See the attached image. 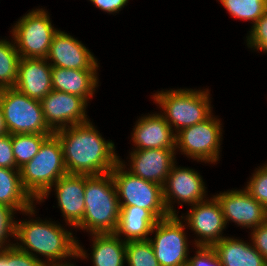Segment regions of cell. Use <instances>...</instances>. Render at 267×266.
Wrapping results in <instances>:
<instances>
[{
  "instance_id": "13",
  "label": "cell",
  "mask_w": 267,
  "mask_h": 266,
  "mask_svg": "<svg viewBox=\"0 0 267 266\" xmlns=\"http://www.w3.org/2000/svg\"><path fill=\"white\" fill-rule=\"evenodd\" d=\"M46 124L53 131L87 122V102L76 95L52 90L40 100Z\"/></svg>"
},
{
  "instance_id": "4",
  "label": "cell",
  "mask_w": 267,
  "mask_h": 266,
  "mask_svg": "<svg viewBox=\"0 0 267 266\" xmlns=\"http://www.w3.org/2000/svg\"><path fill=\"white\" fill-rule=\"evenodd\" d=\"M209 92L208 89H169L158 91L152 97L176 134L183 128L206 120L212 114Z\"/></svg>"
},
{
  "instance_id": "26",
  "label": "cell",
  "mask_w": 267,
  "mask_h": 266,
  "mask_svg": "<svg viewBox=\"0 0 267 266\" xmlns=\"http://www.w3.org/2000/svg\"><path fill=\"white\" fill-rule=\"evenodd\" d=\"M53 134H14L11 135L16 167L20 169L39 151L42 143Z\"/></svg>"
},
{
  "instance_id": "14",
  "label": "cell",
  "mask_w": 267,
  "mask_h": 266,
  "mask_svg": "<svg viewBox=\"0 0 267 266\" xmlns=\"http://www.w3.org/2000/svg\"><path fill=\"white\" fill-rule=\"evenodd\" d=\"M214 197L221 206L226 225L230 221L252 230L267 221V209L244 188L224 191Z\"/></svg>"
},
{
  "instance_id": "5",
  "label": "cell",
  "mask_w": 267,
  "mask_h": 266,
  "mask_svg": "<svg viewBox=\"0 0 267 266\" xmlns=\"http://www.w3.org/2000/svg\"><path fill=\"white\" fill-rule=\"evenodd\" d=\"M66 174L63 148L55 134L50 135L38 153L20 168L22 186L34 201H38Z\"/></svg>"
},
{
  "instance_id": "23",
  "label": "cell",
  "mask_w": 267,
  "mask_h": 266,
  "mask_svg": "<svg viewBox=\"0 0 267 266\" xmlns=\"http://www.w3.org/2000/svg\"><path fill=\"white\" fill-rule=\"evenodd\" d=\"M157 219L146 209L137 206L121 207L115 234L124 241L147 240Z\"/></svg>"
},
{
  "instance_id": "2",
  "label": "cell",
  "mask_w": 267,
  "mask_h": 266,
  "mask_svg": "<svg viewBox=\"0 0 267 266\" xmlns=\"http://www.w3.org/2000/svg\"><path fill=\"white\" fill-rule=\"evenodd\" d=\"M65 229L61 224L48 220L43 221L40 218L15 221V239L21 243L17 242L14 245L46 266H72L73 263L64 259L69 257L86 259L88 254L73 236V232ZM35 252L47 259L42 261Z\"/></svg>"
},
{
  "instance_id": "31",
  "label": "cell",
  "mask_w": 267,
  "mask_h": 266,
  "mask_svg": "<svg viewBox=\"0 0 267 266\" xmlns=\"http://www.w3.org/2000/svg\"><path fill=\"white\" fill-rule=\"evenodd\" d=\"M249 35L246 36L248 48L267 53V11L251 26Z\"/></svg>"
},
{
  "instance_id": "29",
  "label": "cell",
  "mask_w": 267,
  "mask_h": 266,
  "mask_svg": "<svg viewBox=\"0 0 267 266\" xmlns=\"http://www.w3.org/2000/svg\"><path fill=\"white\" fill-rule=\"evenodd\" d=\"M245 190L267 209V163L256 168Z\"/></svg>"
},
{
  "instance_id": "12",
  "label": "cell",
  "mask_w": 267,
  "mask_h": 266,
  "mask_svg": "<svg viewBox=\"0 0 267 266\" xmlns=\"http://www.w3.org/2000/svg\"><path fill=\"white\" fill-rule=\"evenodd\" d=\"M179 218H184L187 227L199 237L194 241L195 247H212L225 237L222 233L226 223L221 206L214 196L192 205L187 215Z\"/></svg>"
},
{
  "instance_id": "18",
  "label": "cell",
  "mask_w": 267,
  "mask_h": 266,
  "mask_svg": "<svg viewBox=\"0 0 267 266\" xmlns=\"http://www.w3.org/2000/svg\"><path fill=\"white\" fill-rule=\"evenodd\" d=\"M132 132L133 150L176 149V134L161 113L145 115L138 119Z\"/></svg>"
},
{
  "instance_id": "20",
  "label": "cell",
  "mask_w": 267,
  "mask_h": 266,
  "mask_svg": "<svg viewBox=\"0 0 267 266\" xmlns=\"http://www.w3.org/2000/svg\"><path fill=\"white\" fill-rule=\"evenodd\" d=\"M97 70H77L52 67V90L73 94L87 103L98 87Z\"/></svg>"
},
{
  "instance_id": "22",
  "label": "cell",
  "mask_w": 267,
  "mask_h": 266,
  "mask_svg": "<svg viewBox=\"0 0 267 266\" xmlns=\"http://www.w3.org/2000/svg\"><path fill=\"white\" fill-rule=\"evenodd\" d=\"M215 250L222 266H267L264 257L252 246L233 237L225 236L216 242Z\"/></svg>"
},
{
  "instance_id": "37",
  "label": "cell",
  "mask_w": 267,
  "mask_h": 266,
  "mask_svg": "<svg viewBox=\"0 0 267 266\" xmlns=\"http://www.w3.org/2000/svg\"><path fill=\"white\" fill-rule=\"evenodd\" d=\"M9 134V131L7 129L5 118L0 106V137Z\"/></svg>"
},
{
  "instance_id": "24",
  "label": "cell",
  "mask_w": 267,
  "mask_h": 266,
  "mask_svg": "<svg viewBox=\"0 0 267 266\" xmlns=\"http://www.w3.org/2000/svg\"><path fill=\"white\" fill-rule=\"evenodd\" d=\"M90 235L93 241L90 259L94 266H124L126 263V241L115 233Z\"/></svg>"
},
{
  "instance_id": "21",
  "label": "cell",
  "mask_w": 267,
  "mask_h": 266,
  "mask_svg": "<svg viewBox=\"0 0 267 266\" xmlns=\"http://www.w3.org/2000/svg\"><path fill=\"white\" fill-rule=\"evenodd\" d=\"M31 196L24 190L20 169L0 167V204L12 210L21 211L25 215H35V204Z\"/></svg>"
},
{
  "instance_id": "10",
  "label": "cell",
  "mask_w": 267,
  "mask_h": 266,
  "mask_svg": "<svg viewBox=\"0 0 267 266\" xmlns=\"http://www.w3.org/2000/svg\"><path fill=\"white\" fill-rule=\"evenodd\" d=\"M184 224L178 215H170L158 220L152 227L151 234L155 232V237H149L148 240L160 266H181L188 263L189 246Z\"/></svg>"
},
{
  "instance_id": "3",
  "label": "cell",
  "mask_w": 267,
  "mask_h": 266,
  "mask_svg": "<svg viewBox=\"0 0 267 266\" xmlns=\"http://www.w3.org/2000/svg\"><path fill=\"white\" fill-rule=\"evenodd\" d=\"M84 198V217L75 228L91 234L115 233L121 207L111 172L85 174Z\"/></svg>"
},
{
  "instance_id": "6",
  "label": "cell",
  "mask_w": 267,
  "mask_h": 266,
  "mask_svg": "<svg viewBox=\"0 0 267 266\" xmlns=\"http://www.w3.org/2000/svg\"><path fill=\"white\" fill-rule=\"evenodd\" d=\"M124 163L119 160L111 171L120 207L137 206L146 209L157 220L169 217L170 214L164 204L162 186L131 174L125 170Z\"/></svg>"
},
{
  "instance_id": "39",
  "label": "cell",
  "mask_w": 267,
  "mask_h": 266,
  "mask_svg": "<svg viewBox=\"0 0 267 266\" xmlns=\"http://www.w3.org/2000/svg\"><path fill=\"white\" fill-rule=\"evenodd\" d=\"M181 266H192V265L188 262V263L183 264V265H181Z\"/></svg>"
},
{
  "instance_id": "27",
  "label": "cell",
  "mask_w": 267,
  "mask_h": 266,
  "mask_svg": "<svg viewBox=\"0 0 267 266\" xmlns=\"http://www.w3.org/2000/svg\"><path fill=\"white\" fill-rule=\"evenodd\" d=\"M233 18L254 25L267 11V0H219Z\"/></svg>"
},
{
  "instance_id": "7",
  "label": "cell",
  "mask_w": 267,
  "mask_h": 266,
  "mask_svg": "<svg viewBox=\"0 0 267 266\" xmlns=\"http://www.w3.org/2000/svg\"><path fill=\"white\" fill-rule=\"evenodd\" d=\"M0 106L9 134H54L45 122L40 100L15 87L0 89Z\"/></svg>"
},
{
  "instance_id": "33",
  "label": "cell",
  "mask_w": 267,
  "mask_h": 266,
  "mask_svg": "<svg viewBox=\"0 0 267 266\" xmlns=\"http://www.w3.org/2000/svg\"><path fill=\"white\" fill-rule=\"evenodd\" d=\"M196 248V255L194 254L188 260L192 266H222L212 247L197 246Z\"/></svg>"
},
{
  "instance_id": "15",
  "label": "cell",
  "mask_w": 267,
  "mask_h": 266,
  "mask_svg": "<svg viewBox=\"0 0 267 266\" xmlns=\"http://www.w3.org/2000/svg\"><path fill=\"white\" fill-rule=\"evenodd\" d=\"M52 188L55 189L58 206L66 224L75 228L84 217L85 174L67 173L55 182L37 202L41 203L48 198Z\"/></svg>"
},
{
  "instance_id": "25",
  "label": "cell",
  "mask_w": 267,
  "mask_h": 266,
  "mask_svg": "<svg viewBox=\"0 0 267 266\" xmlns=\"http://www.w3.org/2000/svg\"><path fill=\"white\" fill-rule=\"evenodd\" d=\"M20 58L14 40L0 39V89L15 87Z\"/></svg>"
},
{
  "instance_id": "11",
  "label": "cell",
  "mask_w": 267,
  "mask_h": 266,
  "mask_svg": "<svg viewBox=\"0 0 267 266\" xmlns=\"http://www.w3.org/2000/svg\"><path fill=\"white\" fill-rule=\"evenodd\" d=\"M162 189L164 204L170 215H178L173 208L176 200L178 204L182 202L188 206L207 200L201 175L194 169L177 167L176 164L172 166Z\"/></svg>"
},
{
  "instance_id": "35",
  "label": "cell",
  "mask_w": 267,
  "mask_h": 266,
  "mask_svg": "<svg viewBox=\"0 0 267 266\" xmlns=\"http://www.w3.org/2000/svg\"><path fill=\"white\" fill-rule=\"evenodd\" d=\"M251 244L267 262V221L252 229Z\"/></svg>"
},
{
  "instance_id": "16",
  "label": "cell",
  "mask_w": 267,
  "mask_h": 266,
  "mask_svg": "<svg viewBox=\"0 0 267 266\" xmlns=\"http://www.w3.org/2000/svg\"><path fill=\"white\" fill-rule=\"evenodd\" d=\"M46 60L52 67L77 70H98V61L75 37L58 30L54 35Z\"/></svg>"
},
{
  "instance_id": "38",
  "label": "cell",
  "mask_w": 267,
  "mask_h": 266,
  "mask_svg": "<svg viewBox=\"0 0 267 266\" xmlns=\"http://www.w3.org/2000/svg\"><path fill=\"white\" fill-rule=\"evenodd\" d=\"M0 266H7V262L4 260V249L0 250Z\"/></svg>"
},
{
  "instance_id": "17",
  "label": "cell",
  "mask_w": 267,
  "mask_h": 266,
  "mask_svg": "<svg viewBox=\"0 0 267 266\" xmlns=\"http://www.w3.org/2000/svg\"><path fill=\"white\" fill-rule=\"evenodd\" d=\"M176 149H144L130 153L131 174L144 180L164 185L172 166L176 163Z\"/></svg>"
},
{
  "instance_id": "1",
  "label": "cell",
  "mask_w": 267,
  "mask_h": 266,
  "mask_svg": "<svg viewBox=\"0 0 267 266\" xmlns=\"http://www.w3.org/2000/svg\"><path fill=\"white\" fill-rule=\"evenodd\" d=\"M90 121L54 132L61 142L68 174L109 173L120 160L112 140L106 141Z\"/></svg>"
},
{
  "instance_id": "34",
  "label": "cell",
  "mask_w": 267,
  "mask_h": 266,
  "mask_svg": "<svg viewBox=\"0 0 267 266\" xmlns=\"http://www.w3.org/2000/svg\"><path fill=\"white\" fill-rule=\"evenodd\" d=\"M0 167L18 169L13 154L11 134L0 137Z\"/></svg>"
},
{
  "instance_id": "8",
  "label": "cell",
  "mask_w": 267,
  "mask_h": 266,
  "mask_svg": "<svg viewBox=\"0 0 267 266\" xmlns=\"http://www.w3.org/2000/svg\"><path fill=\"white\" fill-rule=\"evenodd\" d=\"M12 38L21 58H46L54 35L58 32L45 9L23 15L12 27Z\"/></svg>"
},
{
  "instance_id": "32",
  "label": "cell",
  "mask_w": 267,
  "mask_h": 266,
  "mask_svg": "<svg viewBox=\"0 0 267 266\" xmlns=\"http://www.w3.org/2000/svg\"><path fill=\"white\" fill-rule=\"evenodd\" d=\"M4 260L7 266H46L27 252H23L15 245L4 248Z\"/></svg>"
},
{
  "instance_id": "9",
  "label": "cell",
  "mask_w": 267,
  "mask_h": 266,
  "mask_svg": "<svg viewBox=\"0 0 267 266\" xmlns=\"http://www.w3.org/2000/svg\"><path fill=\"white\" fill-rule=\"evenodd\" d=\"M222 123L213 113L204 121L176 133L175 148L193 160L213 163L219 161Z\"/></svg>"
},
{
  "instance_id": "28",
  "label": "cell",
  "mask_w": 267,
  "mask_h": 266,
  "mask_svg": "<svg viewBox=\"0 0 267 266\" xmlns=\"http://www.w3.org/2000/svg\"><path fill=\"white\" fill-rule=\"evenodd\" d=\"M126 263L128 266H160L148 239L126 242Z\"/></svg>"
},
{
  "instance_id": "30",
  "label": "cell",
  "mask_w": 267,
  "mask_h": 266,
  "mask_svg": "<svg viewBox=\"0 0 267 266\" xmlns=\"http://www.w3.org/2000/svg\"><path fill=\"white\" fill-rule=\"evenodd\" d=\"M15 213L11 208L0 204V250L14 245L8 237L15 238Z\"/></svg>"
},
{
  "instance_id": "19",
  "label": "cell",
  "mask_w": 267,
  "mask_h": 266,
  "mask_svg": "<svg viewBox=\"0 0 267 266\" xmlns=\"http://www.w3.org/2000/svg\"><path fill=\"white\" fill-rule=\"evenodd\" d=\"M52 66L46 58H20L15 88L41 100L52 91Z\"/></svg>"
},
{
  "instance_id": "36",
  "label": "cell",
  "mask_w": 267,
  "mask_h": 266,
  "mask_svg": "<svg viewBox=\"0 0 267 266\" xmlns=\"http://www.w3.org/2000/svg\"><path fill=\"white\" fill-rule=\"evenodd\" d=\"M100 10L107 13H117L119 12L129 0H89Z\"/></svg>"
}]
</instances>
